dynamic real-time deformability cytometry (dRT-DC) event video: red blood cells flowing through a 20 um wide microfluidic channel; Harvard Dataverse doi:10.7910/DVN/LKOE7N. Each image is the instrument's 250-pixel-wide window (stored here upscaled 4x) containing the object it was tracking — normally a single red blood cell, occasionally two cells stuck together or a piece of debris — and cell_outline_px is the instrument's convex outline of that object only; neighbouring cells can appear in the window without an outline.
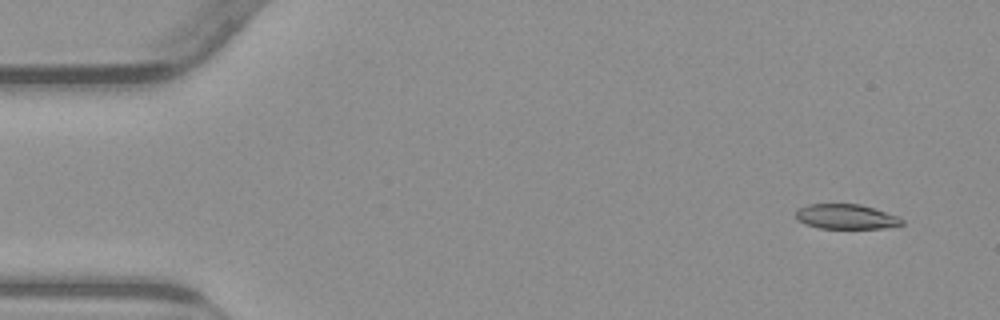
{"species": "common noctule bat (a hibernating species)", "species_latin": "Nyctalus noctula", "temperature_condition": "warm", "stored_images_in_passage": 14, "camera_frame_rate_fps": 3000, "um_per_image_px": 0.085, "animal": {"sex": "male", "body_mass_g": 23.1, "forearm_length_mm": 52.7}, "frame": {"image": 1, "passage_image": 4, "time_ms": 1.0, "image_size_px": [1000, 320], "cell_outline_px": [[904, 224], [884, 228], [820, 228], [804, 224], [796, 220], [796, 212], [800, 208], [808, 204], [860, 204], [900, 216], [904, 220]], "centroid_in_image_um": [71.94, 18.42], "position_along_channel_um": 13.1, "area_um2": 15.43}}